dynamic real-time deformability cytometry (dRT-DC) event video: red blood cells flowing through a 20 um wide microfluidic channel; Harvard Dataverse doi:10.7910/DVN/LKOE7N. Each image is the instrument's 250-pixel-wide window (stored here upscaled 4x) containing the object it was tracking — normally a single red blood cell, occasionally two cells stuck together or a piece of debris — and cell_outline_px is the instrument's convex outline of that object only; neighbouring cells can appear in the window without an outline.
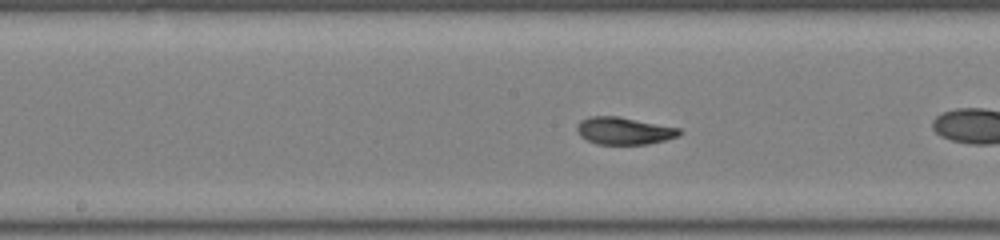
{"species": "common noctule bat (a hibernating species)", "species_latin": "Nyctalus noctula", "temperature_condition": "room temperature", "stored_images_in_passage": 37, "camera_frame_rate_fps": 3000, "um_per_image_px": 0.085, "animal": {"sex": "male", "body_mass_g": 19.0, "forearm_length_mm": 50.8}, "frame": {"image": 1, "passage_image": 11, "time_ms": 3.333, "image_size_px": [1000, 240], "cell_outline_px": [[684, 132], [680, 136], [648, 144], [596, 144], [580, 136], [576, 128], [576, 124], [580, 120], [588, 116], [616, 116], [680, 128]], "centroid_in_image_um": [53.04, 11.12], "position_along_channel_um": 195.2, "area_um2": 16.36}, "authors_computed_cell_mechanics": {"area_um2": 16.5886, "velocity_mm_per_s": 3.9484, "shape_relaxation_time_tau1_ms": 3.446, "shape_relaxation_time_tau2_ms": null, "deformation_change_tau1": 0.1365, "deformation_change_tau2": null}}